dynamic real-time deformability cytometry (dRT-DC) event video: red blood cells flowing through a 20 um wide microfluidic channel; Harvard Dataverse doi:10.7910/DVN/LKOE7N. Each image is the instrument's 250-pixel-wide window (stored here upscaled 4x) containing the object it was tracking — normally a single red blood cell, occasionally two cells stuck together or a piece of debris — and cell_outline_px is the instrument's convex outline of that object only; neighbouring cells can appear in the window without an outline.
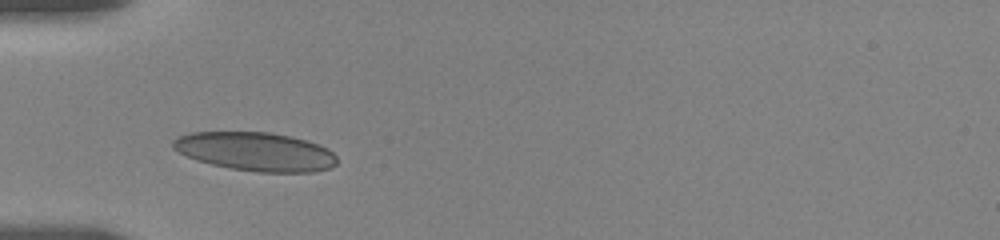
{"species": "human", "species_latin": "Homo sapiens", "temperature_condition": "room temperature", "stored_images_in_passage": 54, "camera_frame_rate_fps": 3000, "um_per_image_px": 0.085, "donor": {"sex": "female"}, "frame": {"image": 1, "passage_image": 1, "time_ms": 0.0, "image_size_px": [1000, 240], "cell_outline_px": [[336, 164], [332, 168], [316, 172], [260, 172], [232, 168], [212, 164], [196, 160], [172, 148], [172, 140], [176, 136], [192, 132], [268, 132], [288, 136], [304, 140], [328, 148], [336, 156]], "centroid_in_image_um": [21.72, 12.88], "position_along_channel_um": 63.3, "area_um2": 36.82}}
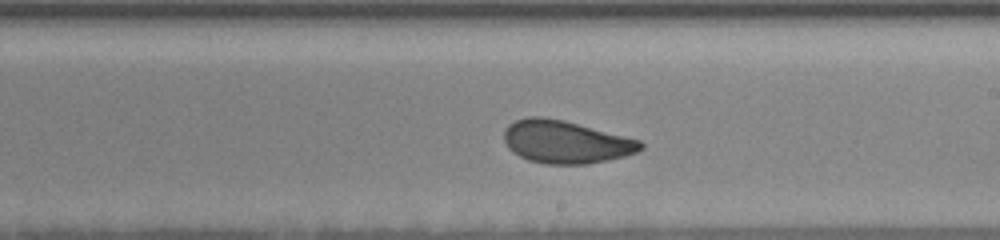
{"frame": {"image": 2, "passage_image": 34, "time_ms": 5.0, "image_size_px": [1000, 240], "cell_outline_px": [[644, 148], [636, 152], [624, 156], [588, 164], [544, 164], [528, 160], [512, 152], [508, 148], [504, 140], [504, 128], [508, 124], [516, 120], [528, 116], [540, 116], [564, 120], [640, 140], [644, 144]], "centroid_in_image_um": [48.05, 12.06], "position_along_channel_um": 240.9, "area_um2": 34.1}}
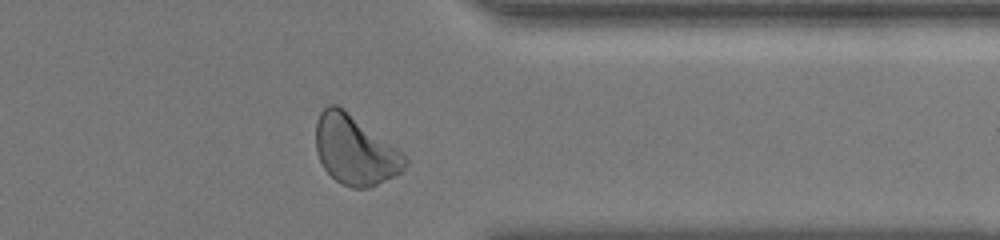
{"frame": {"image": 3, "passage_image": 49, "time_ms": 9.0, "image_size_px": [1000, 240], "cell_outline_px": [[408, 164], [400, 172], [372, 188], [352, 188], [340, 184], [324, 168], [316, 152], [316, 120], [320, 112], [328, 104], [336, 104], [344, 108], [408, 156]], "centroid_in_image_um": [30.18, 12.76], "position_along_channel_um": 381.2, "area_um2": 36.24}, "authors_computed_cell_mechanics": {"area_um2": 34.2754, "velocity_mm_per_s": 3.6071, "shape_relaxation_time_tau1_ms": 6.2006, "shape_relaxation_time_tau2_ms": 1.1118, "deformation_change_tau1": 0.1277, "deformation_change_tau2": 0.0601}}